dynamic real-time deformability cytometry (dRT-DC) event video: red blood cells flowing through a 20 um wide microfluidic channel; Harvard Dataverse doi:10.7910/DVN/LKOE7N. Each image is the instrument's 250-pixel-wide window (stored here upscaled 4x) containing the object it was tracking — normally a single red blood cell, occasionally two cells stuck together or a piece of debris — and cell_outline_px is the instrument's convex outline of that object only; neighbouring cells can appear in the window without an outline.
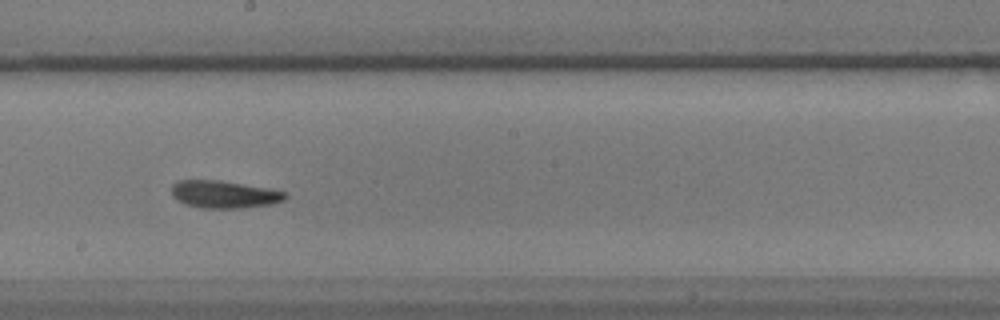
{"species": "common noctule bat (a hibernating species)", "species_latin": "Nyctalus noctula", "temperature_condition": "warm", "stored_images_in_passage": 18, "camera_frame_rate_fps": 3000, "um_per_image_px": 0.085, "animal": {"sex": "male", "body_mass_g": 17.9}, "frame": {"image": 1, "passage_image": 11, "time_ms": 3.333, "image_size_px": [1000, 320], "cell_outline_px": [[288, 196], [284, 200], [272, 204], [244, 208], [204, 208], [184, 204], [176, 200], [172, 196], [172, 184], [176, 180], [220, 180], [268, 188], [284, 192]], "centroid_in_image_um": [19.02, 16.52], "position_along_channel_um": 229.2, "area_um2": 18.32}}